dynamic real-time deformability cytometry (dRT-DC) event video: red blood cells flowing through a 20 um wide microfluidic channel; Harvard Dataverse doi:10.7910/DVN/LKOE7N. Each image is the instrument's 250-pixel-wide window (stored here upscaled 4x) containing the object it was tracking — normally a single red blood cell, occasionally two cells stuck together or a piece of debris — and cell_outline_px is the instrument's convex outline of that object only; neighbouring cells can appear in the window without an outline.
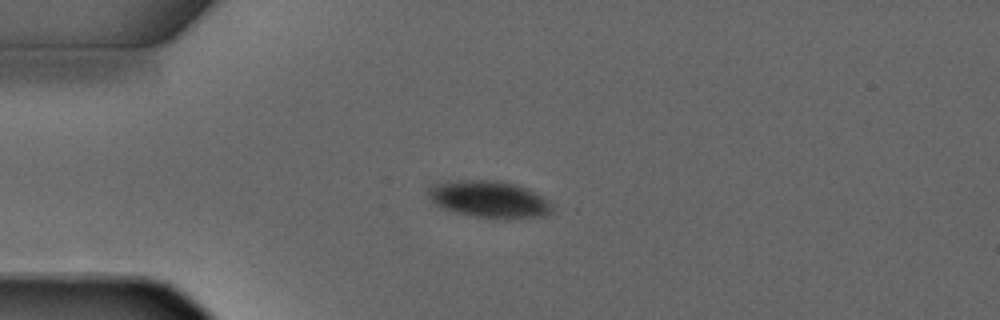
{"species": "common noctule bat (a hibernating species)", "species_latin": "Nyctalus noctula", "temperature_condition": "warm", "stored_images_in_passage": 2, "camera_frame_rate_fps": 3000, "um_per_image_px": 0.085, "animal": {"sex": "male", "forearm_length_mm": 52.5}, "frame": {"image": 1, "passage_image": 1, "time_ms": 0.0, "image_size_px": [1000, 320], "cell_outline_px": [[552, 212], [544, 216], [476, 216], [456, 212], [444, 208], [436, 204], [428, 196], [428, 184], [448, 180], [492, 180], [516, 184], [548, 200], [552, 204]], "centroid_in_image_um": [41.49, 16.88], "position_along_channel_um": 43.5, "area_um2": 25.78}}